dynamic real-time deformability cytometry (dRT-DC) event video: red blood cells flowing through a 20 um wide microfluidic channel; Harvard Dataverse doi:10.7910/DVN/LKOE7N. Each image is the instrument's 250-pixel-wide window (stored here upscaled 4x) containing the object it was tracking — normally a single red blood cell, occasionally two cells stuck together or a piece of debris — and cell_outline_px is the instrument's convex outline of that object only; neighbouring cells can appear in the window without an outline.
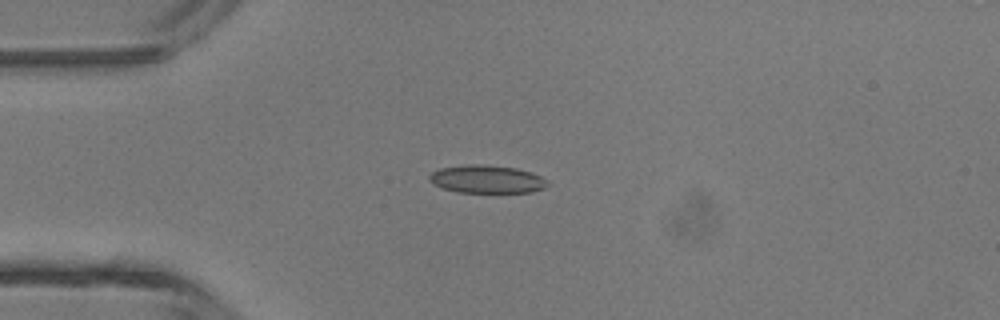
{"species": "common noctule bat (a hibernating species)", "species_latin": "Nyctalus noctula", "temperature_condition": "room temperature", "stored_images_in_passage": 5, "camera_frame_rate_fps": 3000, "um_per_image_px": 0.085, "animal": {"sex": "male", "body_mass_g": 13.3}, "frame": {"image": 1, "passage_image": 3, "time_ms": 0.667, "image_size_px": [1000, 320], "cell_outline_px": [[548, 184], [544, 188], [532, 192], [456, 192], [432, 184], [428, 180], [428, 176], [432, 172], [440, 168], [468, 164], [484, 164], [516, 168], [532, 172], [548, 180]], "centroid_in_image_um": [41.37, 15.22], "position_along_channel_um": 43.6, "area_um2": 19.36}}
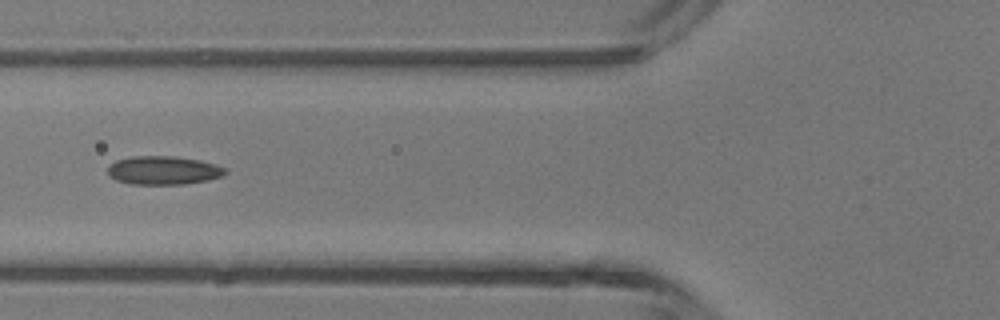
{"frame": {"image": 2, "passage_image": 5, "time_ms": 1.333, "image_size_px": [1000, 320], "cell_outline_px": [[228, 172], [224, 176], [208, 180], [184, 184], [132, 184], [116, 180], [108, 176], [108, 168], [116, 160], [132, 156], [172, 156], [200, 160], [228, 168]], "centroid_in_image_um": [13.93, 14.48], "position_along_channel_um": 111.9, "area_um2": 19.65}}